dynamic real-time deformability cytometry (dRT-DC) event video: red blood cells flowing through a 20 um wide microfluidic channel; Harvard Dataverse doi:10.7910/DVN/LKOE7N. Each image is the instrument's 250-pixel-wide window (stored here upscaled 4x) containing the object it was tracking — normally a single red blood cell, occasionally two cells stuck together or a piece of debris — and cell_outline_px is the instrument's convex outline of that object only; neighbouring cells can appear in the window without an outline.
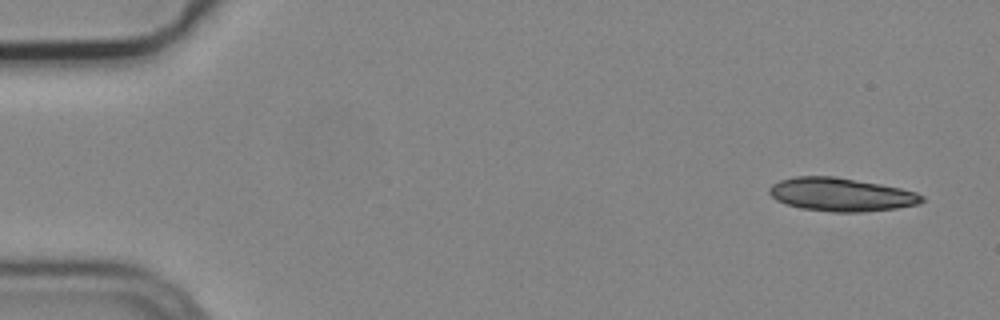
{"species": "common noctule bat (a hibernating species)", "species_latin": "Nyctalus noctula", "temperature_condition": "cold", "stored_images_in_passage": 4, "camera_frame_rate_fps": 3000, "um_per_image_px": 0.085, "animal": {"sex": "male", "body_mass_g": 19.2, "forearm_length_mm": 51.8}, "frame": {"image": 1, "passage_image": 1, "time_ms": 0.0, "image_size_px": [1000, 320], "cell_outline_px": [[924, 200], [920, 204], [896, 208], [860, 212], [832, 212], [800, 208], [776, 200], [768, 192], [768, 188], [772, 184], [780, 180], [796, 176], [832, 176], [880, 184], [900, 188], [916, 192], [924, 196]], "centroid_in_image_um": [71.49, 16.54], "position_along_channel_um": 13.5, "area_um2": 29.59}}
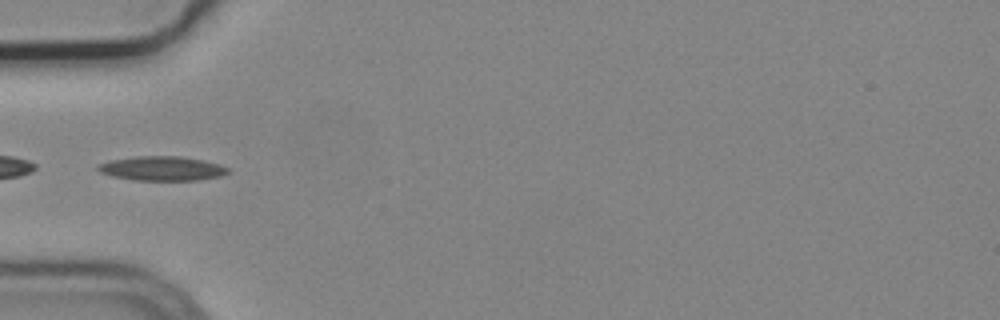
{"frame": {"image": 2, "passage_image": 4, "time_ms": 1.0, "image_size_px": [1000, 320], "cell_outline_px": [[228, 172], [220, 176], [196, 180], [132, 180], [112, 176], [100, 172], [96, 168], [96, 164], [112, 160], [136, 156], [180, 156], [200, 160], [216, 164], [228, 168]], "centroid_in_image_um": [13.69, 14.32], "position_along_channel_um": 71.3, "area_um2": 18.21}}